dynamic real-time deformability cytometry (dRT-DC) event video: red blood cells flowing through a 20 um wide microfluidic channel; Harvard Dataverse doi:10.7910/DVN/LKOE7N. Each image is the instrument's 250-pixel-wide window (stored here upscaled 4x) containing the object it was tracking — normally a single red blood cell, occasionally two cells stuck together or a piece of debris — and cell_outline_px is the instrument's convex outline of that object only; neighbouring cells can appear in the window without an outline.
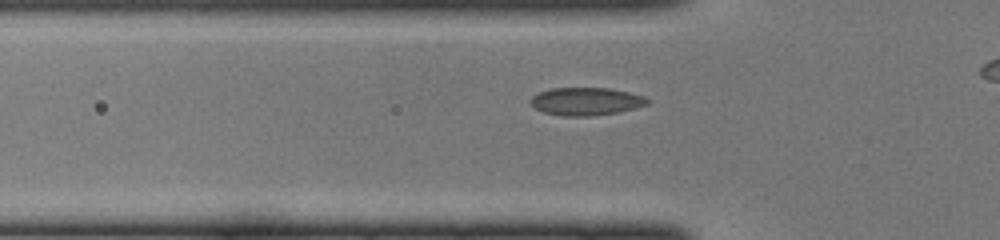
{"species": "common noctule bat (a hibernating species)", "species_latin": "Nyctalus noctula", "temperature_condition": "cold", "stored_images_in_passage": 33, "camera_frame_rate_fps": 3000, "um_per_image_px": 0.085, "animal": {"sex": "female", "body_mass_g": 22.0, "forearm_length_mm": 56.7}, "frame": {"image": 1, "passage_image": 10, "time_ms": 3.0, "image_size_px": [1000, 240], "cell_outline_px": [[648, 104], [616, 112], [592, 116], [560, 116], [544, 112], [528, 104], [528, 100], [532, 96], [540, 92], [552, 88], [608, 88], [628, 92], [644, 96], [648, 100]], "centroid_in_image_um": [49.74, 8.62], "position_along_channel_um": 76.1, "area_um2": 18.84}}
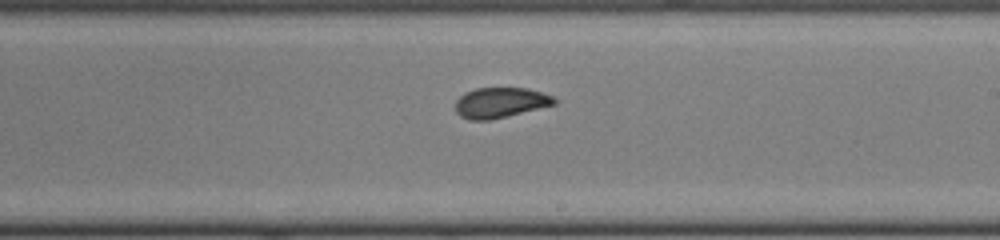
{"frame": {"image": 2, "passage_image": 22, "time_ms": 7.0, "image_size_px": [1000, 240], "cell_outline_px": [[556, 104], [488, 120], [468, 120], [460, 116], [456, 112], [456, 100], [464, 92], [476, 88], [528, 88], [552, 96], [556, 100]], "centroid_in_image_um": [42.49, 8.71], "position_along_channel_um": 246.5, "area_um2": 17.28}}
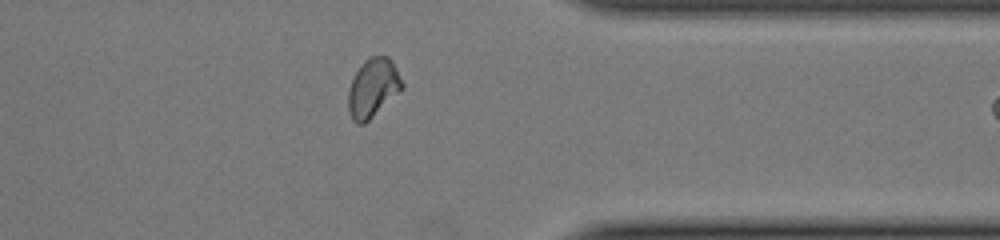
{"frame": {"image": 3, "passage_image": 32, "time_ms": 10.333, "image_size_px": [1000, 240], "cell_outline_px": [[404, 88], [400, 92], [364, 124], [356, 124], [352, 120], [348, 112], [348, 92], [352, 80], [356, 72], [364, 60], [368, 56], [388, 56], [392, 60], [404, 84]], "centroid_in_image_um": [31.7, 7.47], "position_along_channel_um": 379.7, "area_um2": 18.55}}